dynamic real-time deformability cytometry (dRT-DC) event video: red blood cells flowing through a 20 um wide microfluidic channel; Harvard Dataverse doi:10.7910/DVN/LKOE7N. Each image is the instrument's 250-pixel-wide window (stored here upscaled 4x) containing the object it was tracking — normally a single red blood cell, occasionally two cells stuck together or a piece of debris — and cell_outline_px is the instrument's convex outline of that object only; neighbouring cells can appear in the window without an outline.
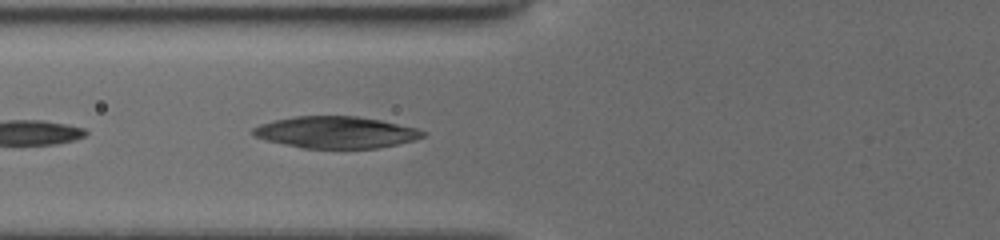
{"species": "common noctule bat (a hibernating species)", "species_latin": "Nyctalus noctula", "temperature_condition": "cold", "stored_images_in_passage": 21, "camera_frame_rate_fps": 3000, "um_per_image_px": 0.085, "animal": {"sex": "female", "body_mass_g": 19.5, "forearm_length_mm": 54.1}, "frame": {"image": 1, "passage_image": 4, "time_ms": 1.0, "image_size_px": [1000, 240], "cell_outline_px": [[424, 136], [416, 140], [376, 148], [300, 148], [264, 140], [252, 136], [252, 128], [260, 124], [276, 120], [296, 116], [356, 116], [380, 120], [416, 128], [424, 132]], "centroid_in_image_um": [28.5, 11.25], "position_along_channel_um": 97.3, "area_um2": 31.33}}
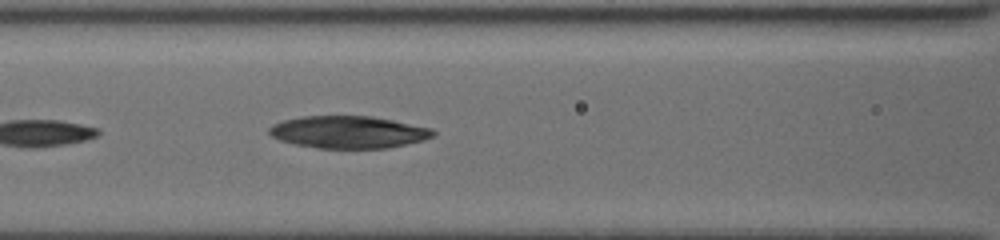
{"frame": {"image": 2, "passage_image": 7, "time_ms": 2.0, "image_size_px": [1000, 240], "cell_outline_px": [[436, 132], [432, 136], [424, 140], [388, 148], [316, 148], [296, 144], [280, 140], [272, 136], [268, 132], [268, 128], [272, 124], [284, 120], [300, 116], [372, 116], [432, 128]], "centroid_in_image_um": [29.6, 11.22], "position_along_channel_um": 137.0, "area_um2": 30.81}}
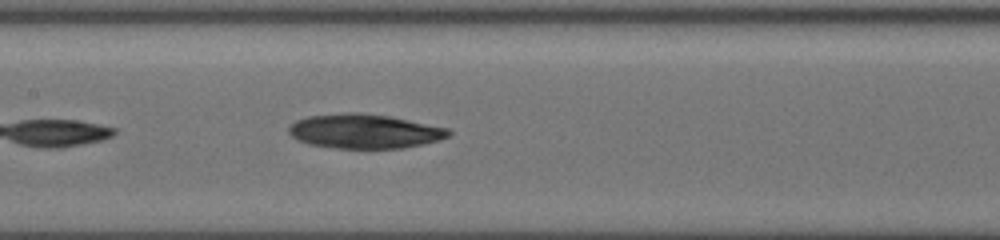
{"frame": {"image": 3, "passage_image": 10, "time_ms": 3.0, "image_size_px": [1000, 240], "cell_outline_px": [[452, 132], [448, 136], [440, 140], [424, 144], [404, 148], [336, 148], [308, 144], [296, 140], [288, 132], [288, 128], [296, 120], [308, 116], [352, 112], [356, 112], [388, 116], [448, 128]], "centroid_in_image_um": [30.97, 11.16], "position_along_channel_um": 176.4, "area_um2": 31.91}}